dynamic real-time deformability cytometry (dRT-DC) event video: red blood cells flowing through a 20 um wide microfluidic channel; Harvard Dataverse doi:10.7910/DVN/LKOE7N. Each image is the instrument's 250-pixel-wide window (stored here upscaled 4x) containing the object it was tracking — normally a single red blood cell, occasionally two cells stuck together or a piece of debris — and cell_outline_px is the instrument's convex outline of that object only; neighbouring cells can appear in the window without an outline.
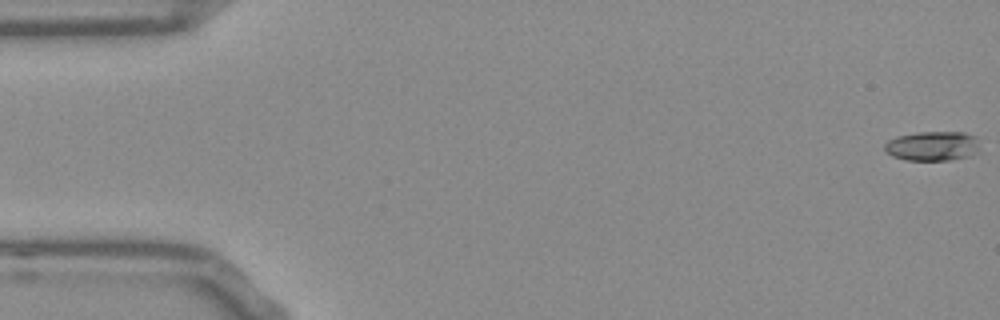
{"species": "Egyptian fruit bat (a non-hibernating species)", "species_latin": "Rousettus aegyptiacus", "temperature_condition": "room temperature", "stored_images_in_passage": 50, "camera_frame_rate_fps": 3000, "um_per_image_px": 0.085, "frame": {"image": 1, "passage_image": 1, "time_ms": 0.0, "image_size_px": [1000, 320], "cell_outline_px": [[976, 148], [972, 156], [952, 160], [904, 160], [892, 156], [884, 152], [884, 144], [888, 140], [896, 136], [916, 132], [964, 132], [976, 136]], "centroid_in_image_um": [79.19, 12.41], "position_along_channel_um": 5.8, "area_um2": 16.47}}
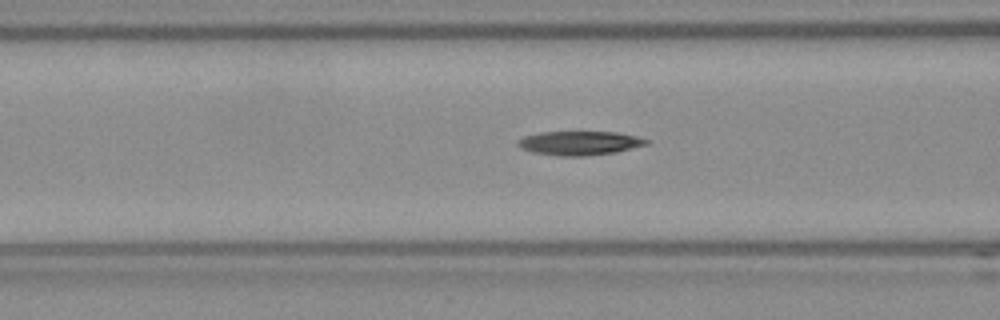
{"frame": {"image": 2, "passage_image": 21, "time_ms": 6.667, "image_size_px": [1000, 320], "cell_outline_px": [[648, 144], [616, 152], [584, 156], [560, 156], [532, 152], [520, 148], [516, 144], [516, 140], [524, 136], [540, 132], [616, 132], [636, 136], [648, 140]], "centroid_in_image_um": [49.21, 12.16], "position_along_channel_um": 117.4, "area_um2": 17.98}}
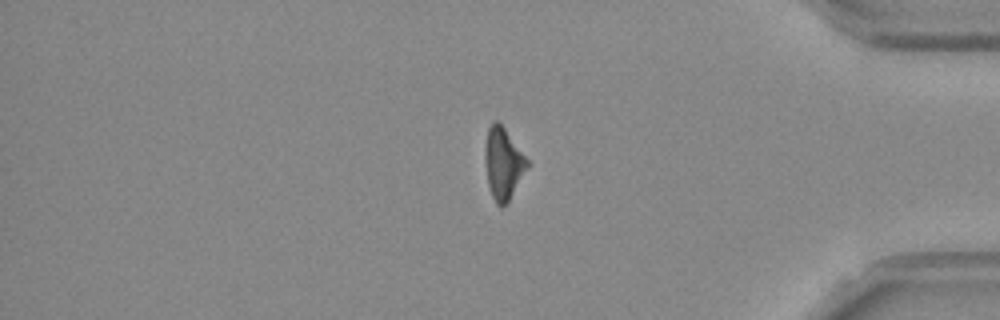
{"frame": {"image": 3, "passage_image": 45, "time_ms": 14.667, "image_size_px": [1000, 320], "cell_outline_px": [[532, 164], [508, 200], [500, 208], [496, 204], [492, 196], [488, 184], [484, 164], [484, 148], [488, 128], [492, 120], [496, 120], [504, 128]], "centroid_in_image_um": [42.78, 13.89], "position_along_channel_um": 392.4, "area_um2": 17.86}, "authors_computed_cell_mechanics": {"area_um2": 17.8313, "velocity_mm_per_s": 3.805, "shape_relaxation_time_tau1_ms": 10.7637, "shape_relaxation_time_tau2_ms": null, "deformation_change_tau1": 0.2826, "deformation_change_tau2": null}}